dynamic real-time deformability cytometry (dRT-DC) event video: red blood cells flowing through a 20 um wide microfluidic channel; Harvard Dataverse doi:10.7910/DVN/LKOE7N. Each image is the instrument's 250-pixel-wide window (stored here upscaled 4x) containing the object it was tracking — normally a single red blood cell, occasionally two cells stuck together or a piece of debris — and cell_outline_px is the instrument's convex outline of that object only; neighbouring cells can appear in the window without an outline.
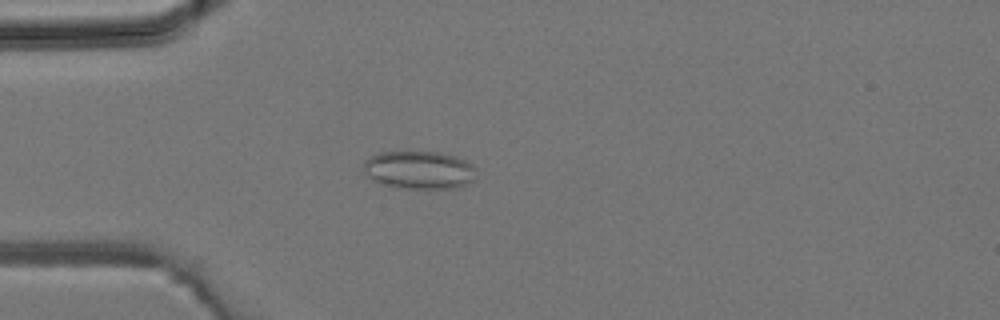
{"species": "common noctule bat (a hibernating species)", "species_latin": "Nyctalus noctula", "temperature_condition": "room temperature", "stored_images_in_passage": 38, "camera_frame_rate_fps": 3000, "um_per_image_px": 0.085, "animal": {"sex": "male", "body_mass_g": 19.2, "forearm_length_mm": 51.8}, "frame": {"image": 1, "passage_image": 8, "time_ms": 2.333, "image_size_px": [1000, 320], "cell_outline_px": [[476, 180], [468, 184], [456, 188], [404, 188], [372, 180], [364, 172], [364, 160], [380, 152], [436, 152], [452, 156], [464, 160], [472, 164], [476, 168]], "centroid_in_image_um": [35.67, 14.45], "position_along_channel_um": 49.3, "area_um2": 24.8}}
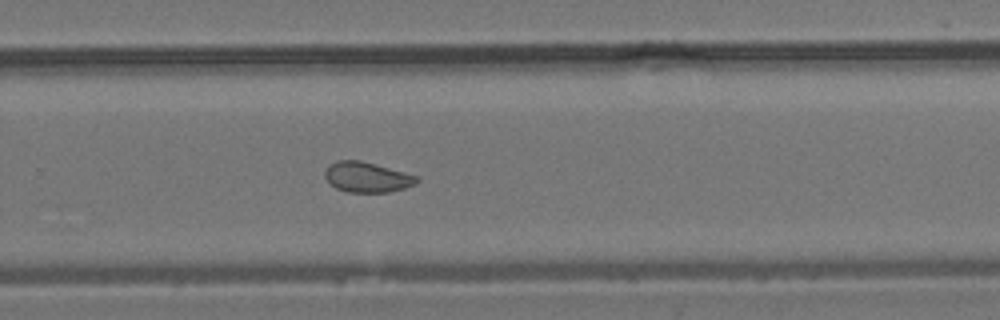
{"frame": {"image": 2, "passage_image": 24, "time_ms": 7.667, "image_size_px": [1000, 320], "cell_outline_px": [[420, 180], [416, 184], [404, 188], [388, 192], [348, 192], [336, 188], [324, 176], [324, 172], [336, 160], [360, 160], [420, 176]], "centroid_in_image_um": [31.25, 15.06], "position_along_channel_um": 298.6, "area_um2": 16.13}}
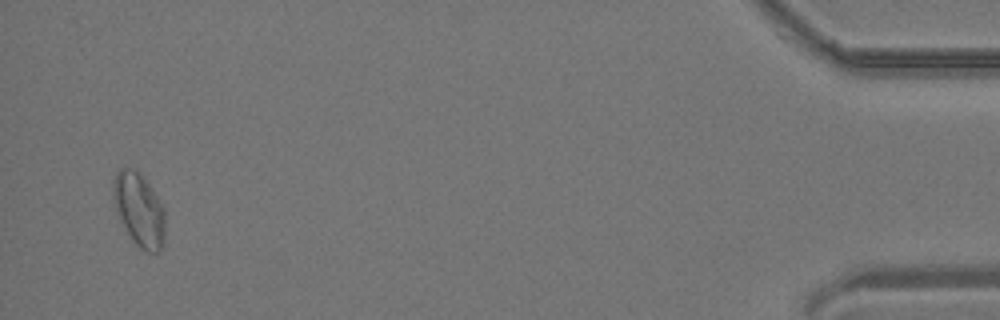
{"frame": {"image": 3, "passage_image": 37, "time_ms": 12.0, "image_size_px": [1000, 320], "cell_outline_px": [[164, 240], [160, 252], [144, 252], [136, 244], [120, 220], [112, 200], [112, 180], [116, 172], [120, 168], [136, 168], [144, 176], [152, 188], [164, 208]], "centroid_in_image_um": [11.81, 17.77], "position_along_channel_um": 423.4, "area_um2": 22.48}}